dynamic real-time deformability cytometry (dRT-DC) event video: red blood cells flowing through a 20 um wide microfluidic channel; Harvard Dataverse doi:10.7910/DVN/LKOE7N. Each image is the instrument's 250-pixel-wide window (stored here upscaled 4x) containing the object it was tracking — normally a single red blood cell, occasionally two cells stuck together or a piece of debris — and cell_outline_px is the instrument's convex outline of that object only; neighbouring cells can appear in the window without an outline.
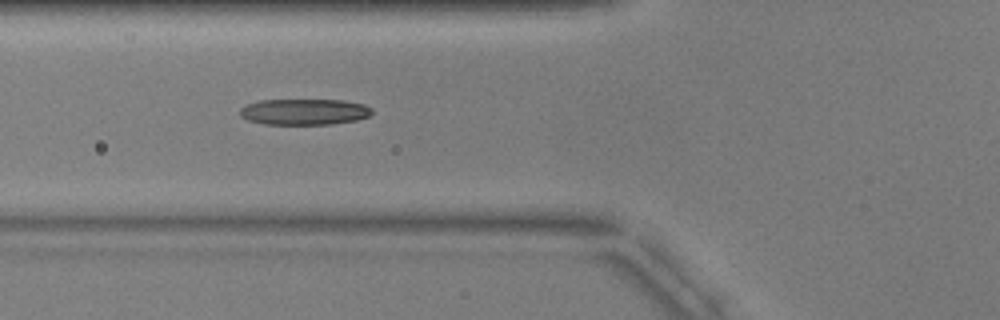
{"species": "common noctule bat (a hibernating species)", "species_latin": "Nyctalus noctula", "temperature_condition": "warm", "stored_images_in_passage": 3, "camera_frame_rate_fps": 3000, "um_per_image_px": 0.085, "animal": {"sex": "male", "body_mass_g": 17.9, "forearm_length_mm": 54.2}, "frame": {"image": 1, "passage_image": 3, "time_ms": 2.333, "image_size_px": [1000, 320], "cell_outline_px": [[372, 116], [356, 120], [332, 124], [264, 124], [248, 120], [240, 116], [240, 108], [244, 104], [260, 100], [340, 100], [364, 104], [372, 108]], "centroid_in_image_um": [25.86, 9.5], "position_along_channel_um": 99.9, "area_um2": 20.17}}